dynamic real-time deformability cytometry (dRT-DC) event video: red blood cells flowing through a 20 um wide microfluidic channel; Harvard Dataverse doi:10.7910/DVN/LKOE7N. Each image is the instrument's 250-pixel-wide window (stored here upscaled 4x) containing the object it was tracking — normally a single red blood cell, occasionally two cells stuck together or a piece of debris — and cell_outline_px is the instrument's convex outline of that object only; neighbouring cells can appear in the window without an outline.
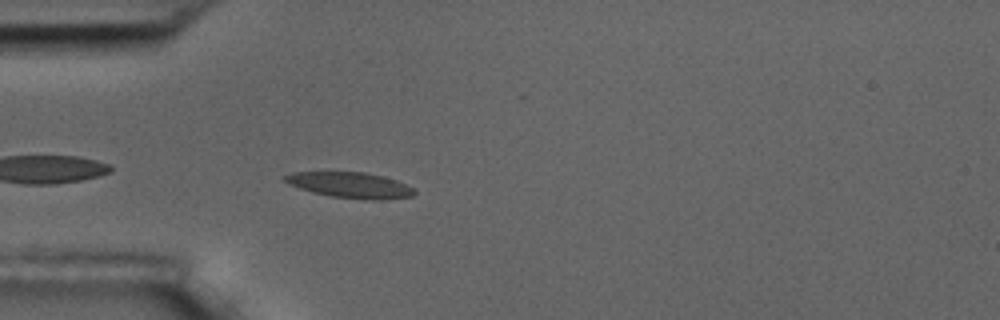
{"species": "common noctule bat (a hibernating species)", "species_latin": "Nyctalus noctula", "temperature_condition": "room temperature", "stored_images_in_passage": 3, "camera_frame_rate_fps": 3000, "um_per_image_px": 0.085, "animal": {"sex": "male", "body_mass_g": 17.5, "forearm_length_mm": 52.3}, "frame": {"image": 1, "passage_image": 3, "time_ms": 2.0, "image_size_px": [1000, 320], "cell_outline_px": [[416, 192], [412, 196], [376, 200], [364, 200], [332, 196], [312, 192], [288, 184], [280, 176], [292, 172], [364, 172], [384, 176], [396, 180], [412, 188]], "centroid_in_image_um": [29.72, 15.72], "position_along_channel_um": 55.3, "area_um2": 19.36}}